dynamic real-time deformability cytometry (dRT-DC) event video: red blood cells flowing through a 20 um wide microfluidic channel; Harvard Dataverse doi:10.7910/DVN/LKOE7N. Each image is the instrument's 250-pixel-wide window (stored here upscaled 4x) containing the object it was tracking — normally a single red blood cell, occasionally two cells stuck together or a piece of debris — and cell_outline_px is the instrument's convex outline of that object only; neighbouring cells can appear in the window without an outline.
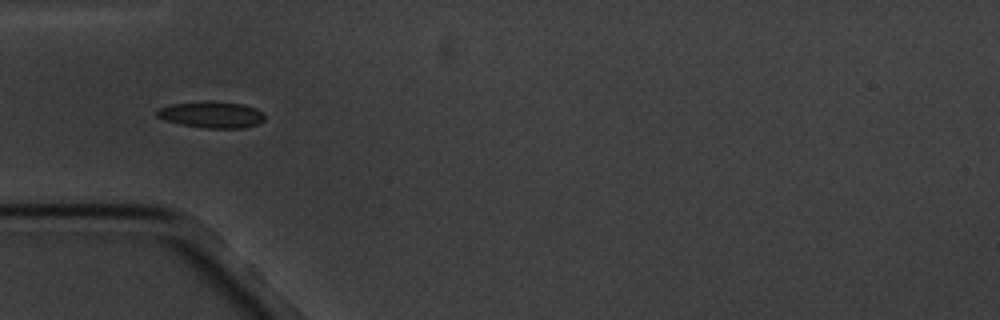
{"species": "common noctule bat (a hibernating species)", "species_latin": "Nyctalus noctula", "temperature_condition": "cold", "stored_images_in_passage": 11, "camera_frame_rate_fps": 3000, "um_per_image_px": 0.085, "animal": {"sex": "male", "body_mass_g": 20.1, "forearm_length_mm": 53.5}, "frame": {"image": 1, "passage_image": 5, "time_ms": 4.667, "image_size_px": [1000, 320], "cell_outline_px": [[264, 120], [256, 124], [244, 128], [204, 128], [180, 124], [164, 120], [156, 116], [156, 112], [160, 108], [172, 104], [244, 104], [256, 108], [264, 116]], "centroid_in_image_um": [17.99, 9.81], "position_along_channel_um": 67.0, "area_um2": 15.61}}
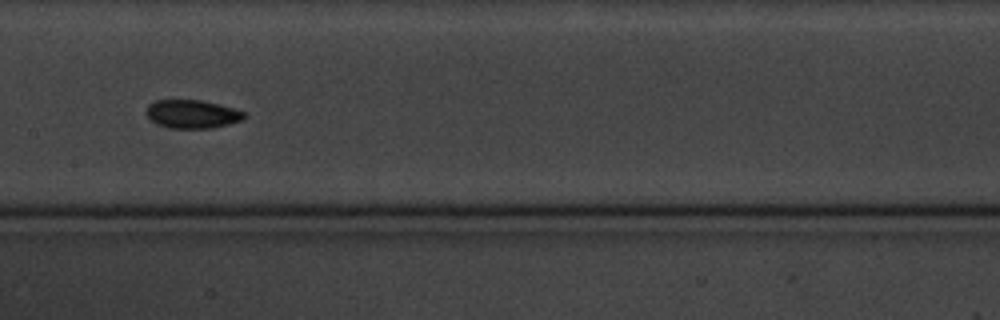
{"frame": {"image": 2, "passage_image": 8, "time_ms": 8.333, "image_size_px": [1000, 320], "cell_outline_px": [[244, 120], [212, 128], [168, 128], [156, 124], [148, 120], [144, 112], [148, 104], [156, 100], [204, 100], [220, 104], [244, 112]], "centroid_in_image_um": [16.27, 9.69], "position_along_channel_um": 191.1, "area_um2": 16.47}}
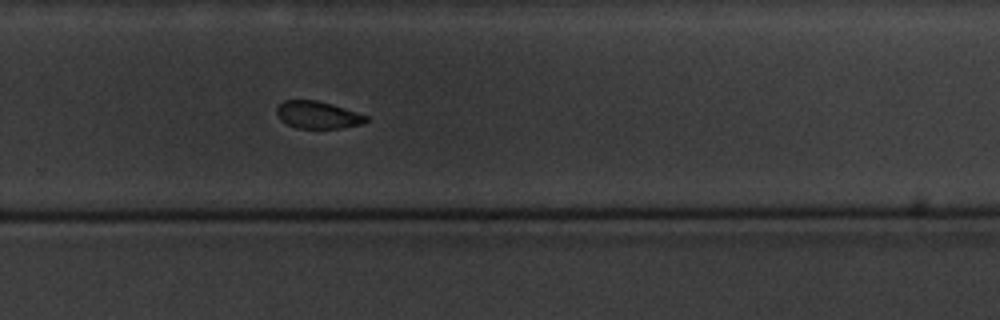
{"frame": {"image": 3, "passage_image": 11, "time_ms": 11.667, "image_size_px": [1000, 320], "cell_outline_px": [[368, 120], [360, 124], [340, 128], [296, 128], [280, 120], [276, 112], [276, 108], [284, 100], [316, 100], [332, 104], [368, 116]], "centroid_in_image_um": [26.98, 9.76], "position_along_channel_um": 302.8, "area_um2": 14.1}}